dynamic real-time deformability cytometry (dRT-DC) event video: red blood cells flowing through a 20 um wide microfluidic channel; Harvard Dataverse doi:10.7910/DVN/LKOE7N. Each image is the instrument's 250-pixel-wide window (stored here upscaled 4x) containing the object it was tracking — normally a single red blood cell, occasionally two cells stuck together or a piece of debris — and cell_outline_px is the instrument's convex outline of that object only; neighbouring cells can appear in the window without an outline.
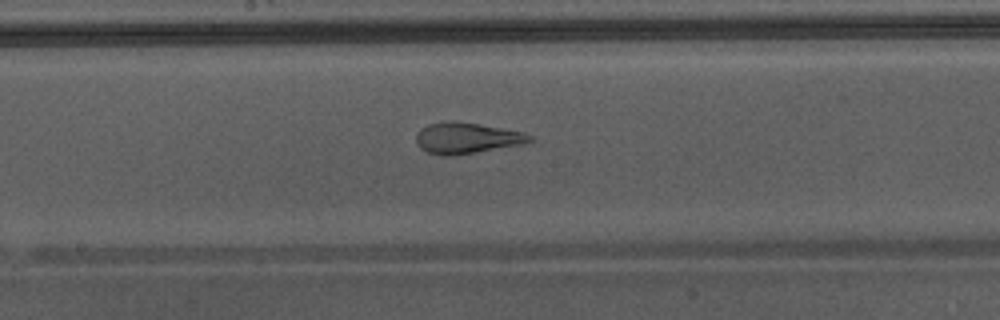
{"species": "Egyptian fruit bat (a non-hibernating species)", "species_latin": "Rousettus aegyptiacus", "temperature_condition": "warm", "stored_images_in_passage": 50, "camera_frame_rate_fps": 3000, "um_per_image_px": 0.085, "animal": {"sex": "male"}, "frame": {"image": 1, "passage_image": 29, "time_ms": 9.333, "image_size_px": [1000, 320], "cell_outline_px": [[532, 140], [520, 144], [476, 152], [452, 156], [440, 156], [428, 152], [420, 148], [416, 144], [416, 132], [420, 128], [428, 124], [444, 120], [452, 120], [480, 124], [524, 132], [532, 136]], "centroid_in_image_um": [39.59, 11.72], "position_along_channel_um": 208.6, "area_um2": 20.63}, "authors_computed_cell_mechanics": {"area_um2": 26.5591, "velocity_mm_per_s": 4.3983, "shape_relaxation_time_tau1_ms": null, "shape_relaxation_time_tau2_ms": 0.7635, "deformation_change_tau1": null, "deformation_change_tau2": 0.07}}